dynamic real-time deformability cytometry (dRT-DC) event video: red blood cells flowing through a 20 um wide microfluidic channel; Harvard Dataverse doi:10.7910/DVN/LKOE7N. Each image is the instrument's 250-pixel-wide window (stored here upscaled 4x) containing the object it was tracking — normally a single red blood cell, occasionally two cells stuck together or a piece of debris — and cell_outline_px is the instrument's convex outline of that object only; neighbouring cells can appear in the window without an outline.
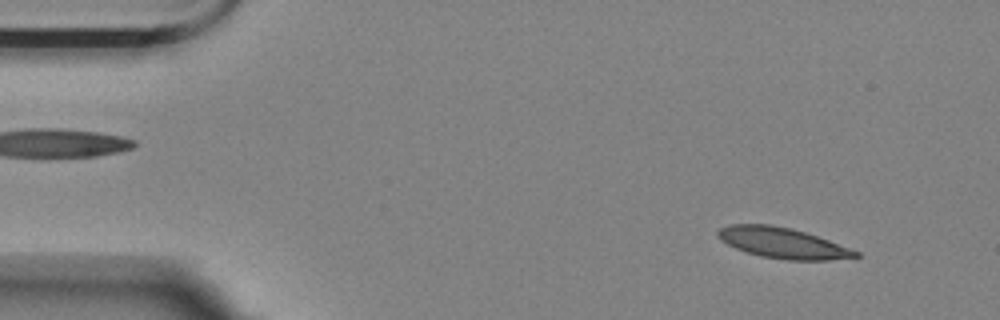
{"species": "Egyptian fruit bat (a non-hibernating species)", "species_latin": "Rousettus aegyptiacus", "temperature_condition": "room temperature", "stored_images_in_passage": 56, "segment_of_instrument_passage": [1, 2], "camera_frame_rate_fps": 3000, "um_per_image_px": 0.085, "animal": {"sex": "female"}, "frame": {"image": 1, "passage_image": 4, "time_ms": 1.0, "image_size_px": [1000, 320], "cell_outline_px": [[860, 256], [828, 260], [788, 260], [760, 256], [736, 248], [720, 240], [716, 236], [716, 232], [720, 228], [728, 224], [768, 224], [792, 228], [828, 240], [860, 252]], "centroid_in_image_um": [66.48, 20.64], "position_along_channel_um": 18.5, "area_um2": 24.39}}
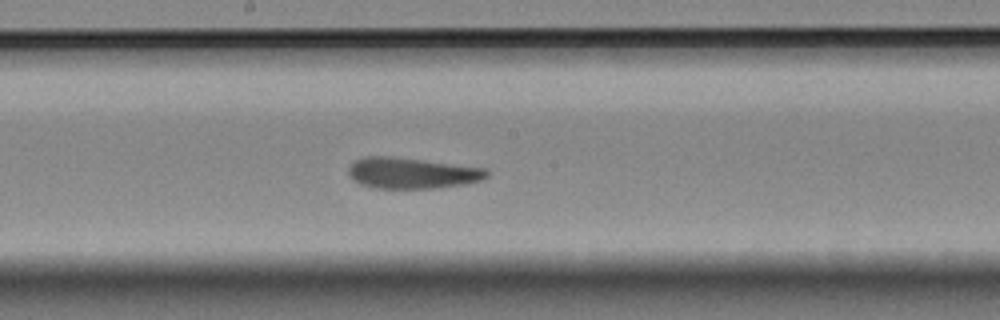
{"frame": {"image": 2, "passage_image": 28, "time_ms": 9.0, "image_size_px": [1000, 320], "cell_outline_px": [[488, 176], [484, 180], [464, 184], [432, 188], [372, 188], [360, 184], [352, 180], [348, 176], [348, 168], [356, 160], [364, 156], [388, 156], [484, 168], [488, 172]], "centroid_in_image_um": [34.96, 14.72], "position_along_channel_um": 213.2, "area_um2": 24.8}}
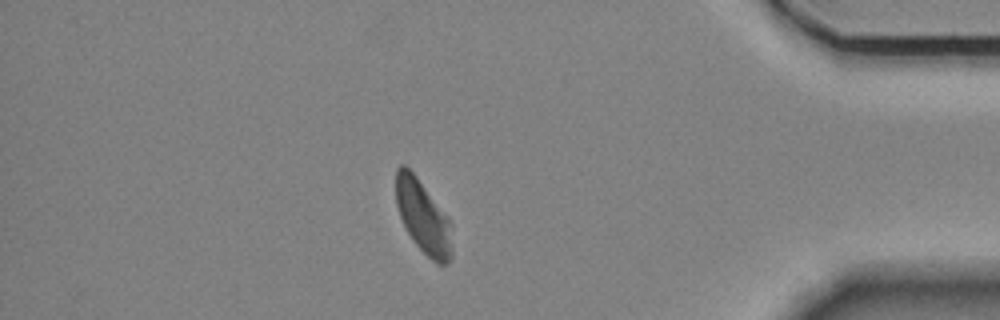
{"frame": {"image": 3, "passage_image": 47, "time_ms": 15.333, "image_size_px": [1000, 320], "cell_outline_px": [[452, 256], [448, 264], [436, 264], [412, 240], [400, 216], [396, 204], [396, 168], [400, 164], [404, 164], [416, 176], [448, 216], [452, 224]], "centroid_in_image_um": [35.99, 18.45], "position_along_channel_um": 399.2, "area_um2": 23.99}}